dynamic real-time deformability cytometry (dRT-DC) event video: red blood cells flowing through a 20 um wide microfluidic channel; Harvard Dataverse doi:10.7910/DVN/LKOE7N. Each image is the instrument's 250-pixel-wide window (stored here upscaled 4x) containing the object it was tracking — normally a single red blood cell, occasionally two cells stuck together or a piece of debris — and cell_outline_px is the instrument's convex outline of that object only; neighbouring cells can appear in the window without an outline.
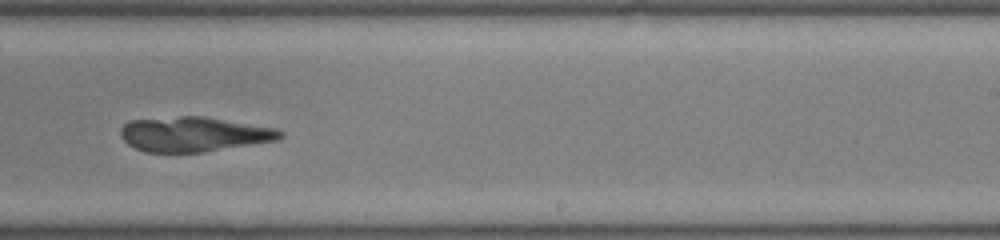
{"species": "common noctule bat (a hibernating species)", "species_latin": "Nyctalus noctula", "temperature_condition": "room temperature", "stored_images_in_passage": 30, "camera_frame_rate_fps": 3000, "um_per_image_px": 0.085, "animal": {"sex": "male", "body_mass_g": 19.0, "forearm_length_mm": 50.8}, "frame": {"image": 1, "passage_image": 17, "time_ms": 5.333, "image_size_px": [1000, 240], "cell_outline_px": [[284, 136], [280, 140], [204, 152], [144, 152], [128, 144], [120, 136], [120, 128], [128, 120], [180, 116], [204, 116], [276, 128], [284, 132]], "centroid_in_image_um": [16.49, 11.4], "position_along_channel_um": 272.5, "area_um2": 32.66}}
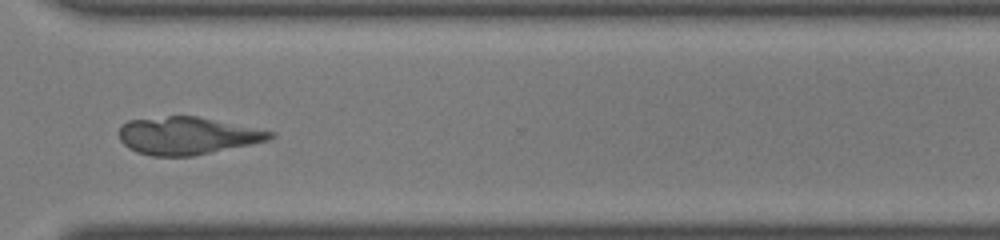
{"frame": {"image": 2, "passage_image": 23, "time_ms": 7.333, "image_size_px": [1000, 240], "cell_outline_px": [[276, 136], [268, 140], [192, 156], [152, 156], [136, 152], [128, 148], [120, 140], [120, 124], [128, 120], [168, 116], [196, 116], [276, 132]], "centroid_in_image_um": [15.89, 11.53], "position_along_channel_um": 354.7, "area_um2": 32.83}}